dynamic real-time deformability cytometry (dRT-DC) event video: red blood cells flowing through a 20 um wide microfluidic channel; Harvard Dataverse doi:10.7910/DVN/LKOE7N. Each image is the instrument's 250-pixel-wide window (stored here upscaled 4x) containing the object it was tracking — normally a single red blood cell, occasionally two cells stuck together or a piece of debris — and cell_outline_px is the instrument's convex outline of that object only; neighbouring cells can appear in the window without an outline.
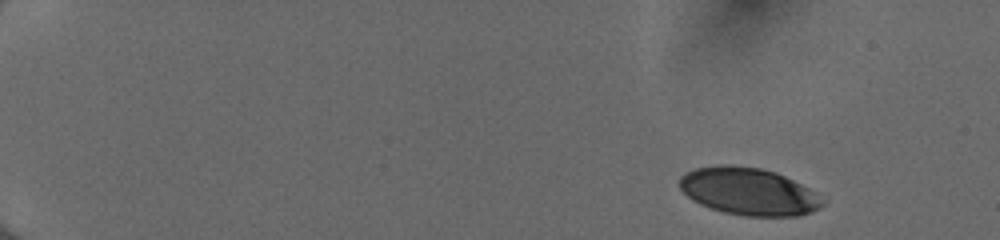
{"species": "human", "species_latin": "Homo sapiens", "temperature_condition": "cold", "stored_images_in_passage": 48, "camera_frame_rate_fps": 3000, "um_per_image_px": 0.085, "donor": {"sex": "female"}, "frame": {"image": 1, "passage_image": 1, "time_ms": 0.0, "image_size_px": [1000, 240], "cell_outline_px": [[828, 200], [824, 204], [812, 212], [800, 216], [748, 216], [724, 212], [700, 204], [692, 200], [680, 188], [680, 176], [684, 172], [696, 168], [720, 164], [732, 164], [760, 168], [776, 172], [808, 188]], "centroid_in_image_um": [63.65, 16.27], "position_along_channel_um": 21.4, "area_um2": 39.59}}
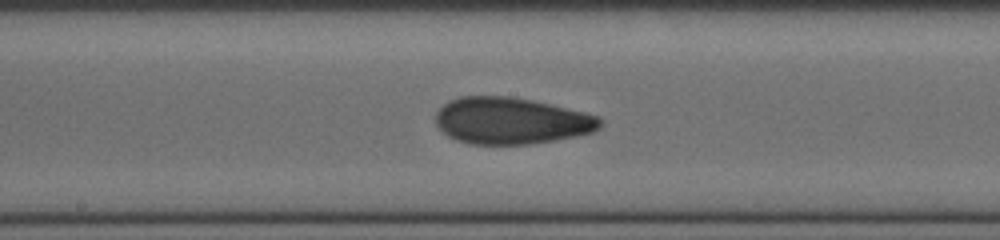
{"frame": {"image": 2, "passage_image": 26, "time_ms": 8.333, "image_size_px": [1000, 240], "cell_outline_px": [[604, 124], [600, 128], [592, 132], [576, 136], [556, 140], [528, 144], [472, 144], [456, 140], [448, 136], [436, 124], [436, 112], [444, 104], [460, 96], [512, 96], [532, 100], [584, 112], [600, 116], [604, 120]], "centroid_in_image_um": [43.49, 10.26], "position_along_channel_um": 204.7, "area_um2": 44.8}}
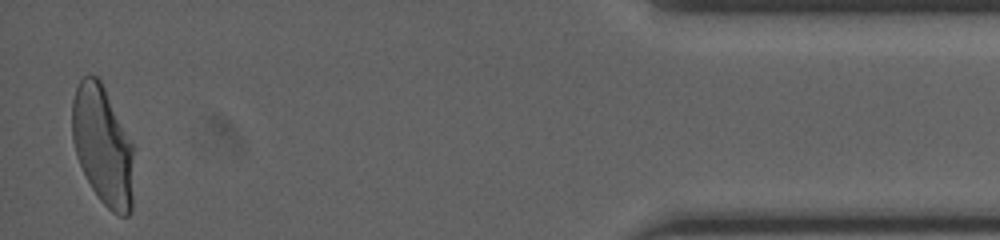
{"frame": {"image": 3, "passage_image": 47, "time_ms": 15.333, "image_size_px": [1000, 240], "cell_outline_px": [[132, 212], [128, 216], [120, 216], [112, 212], [96, 196], [76, 156], [72, 140], [72, 100], [76, 88], [80, 80], [88, 72], [96, 76], [100, 80], [132, 144]], "centroid_in_image_um": [8.7, 12.38], "position_along_channel_um": 426.5, "area_um2": 42.37}, "authors_computed_cell_mechanics": {"area_um2": 43.0899, "velocity_mm_per_s": 4.0441, "shape_relaxation_time_tau1_ms": 4.5511, "shape_relaxation_time_tau2_ms": 1.633, "deformation_change_tau1": 0.1693, "deformation_change_tau2": 0.0726}}